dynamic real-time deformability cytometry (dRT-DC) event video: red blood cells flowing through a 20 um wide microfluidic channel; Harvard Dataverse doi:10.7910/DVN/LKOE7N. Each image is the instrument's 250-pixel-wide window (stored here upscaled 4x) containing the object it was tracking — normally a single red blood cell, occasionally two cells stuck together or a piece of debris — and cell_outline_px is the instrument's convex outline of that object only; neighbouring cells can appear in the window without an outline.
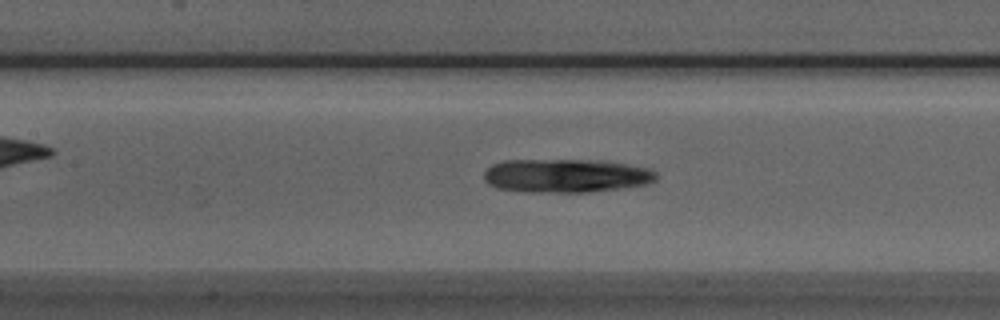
{"species": "Egyptian fruit bat (a non-hibernating species)", "species_latin": "Rousettus aegyptiacus", "temperature_condition": "room temperature", "stored_images_in_passage": 35, "camera_frame_rate_fps": 3000, "um_per_image_px": 0.085, "animal": {"sex": "male"}, "frame": {"image": 1, "passage_image": 13, "time_ms": 4.0, "image_size_px": [1000, 320], "cell_outline_px": [[656, 180], [648, 184], [620, 188], [588, 192], [528, 192], [496, 188], [488, 184], [484, 180], [484, 172], [492, 164], [504, 160], [608, 160], [648, 168], [656, 172]], "centroid_in_image_um": [48.11, 14.93], "position_along_channel_um": 159.3, "area_um2": 34.04}}
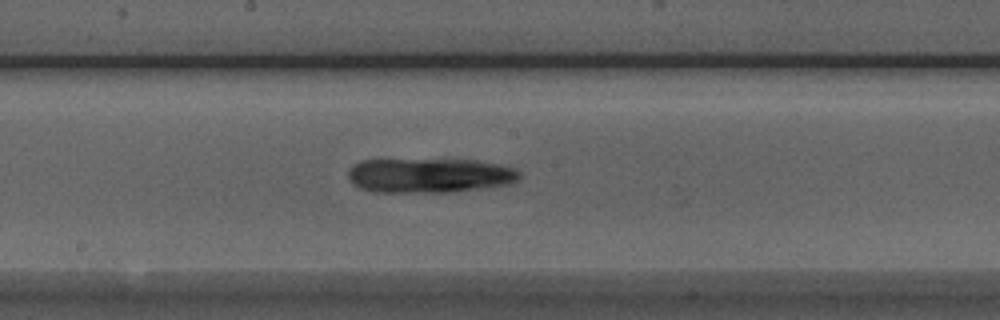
{"frame": {"image": 2, "passage_image": 17, "time_ms": 5.333, "image_size_px": [1000, 320], "cell_outline_px": [[520, 180], [512, 184], [448, 192], [372, 192], [360, 188], [352, 184], [348, 180], [348, 168], [352, 164], [360, 160], [476, 160], [500, 164], [516, 168], [520, 172]], "centroid_in_image_um": [36.5, 14.91], "position_along_channel_um": 211.7, "area_um2": 34.91}}